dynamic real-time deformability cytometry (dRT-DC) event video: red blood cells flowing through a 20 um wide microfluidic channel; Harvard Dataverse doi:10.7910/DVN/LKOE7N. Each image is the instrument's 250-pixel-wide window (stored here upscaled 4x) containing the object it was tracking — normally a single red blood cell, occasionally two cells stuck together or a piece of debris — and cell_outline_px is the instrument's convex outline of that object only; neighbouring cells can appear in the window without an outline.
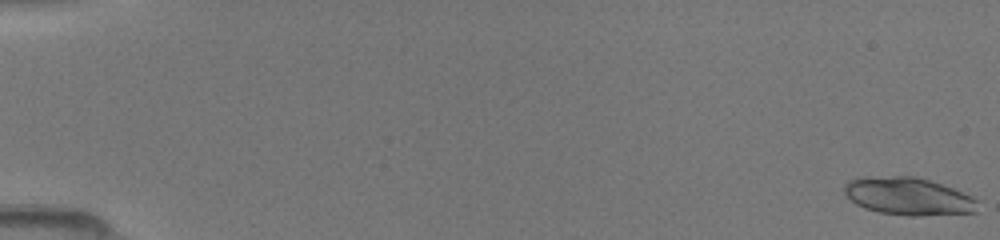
{"species": "common noctule bat (a hibernating species)", "species_latin": "Nyctalus noctula", "temperature_condition": "room temperature", "stored_images_in_passage": 40, "camera_frame_rate_fps": 3000, "um_per_image_px": 0.085, "animal": {"sex": "female", "body_mass_g": 19.5, "forearm_length_mm": 54.1}, "frame": {"image": 1, "passage_image": 1, "time_ms": 0.0, "image_size_px": [1000, 240], "cell_outline_px": [[976, 212], [920, 216], [908, 216], [880, 212], [864, 208], [856, 204], [844, 192], [844, 184], [848, 180], [864, 176], [916, 176], [952, 188], [972, 196], [976, 200]], "centroid_in_image_um": [77.16, 16.68], "position_along_channel_um": 7.8, "area_um2": 29.19}}
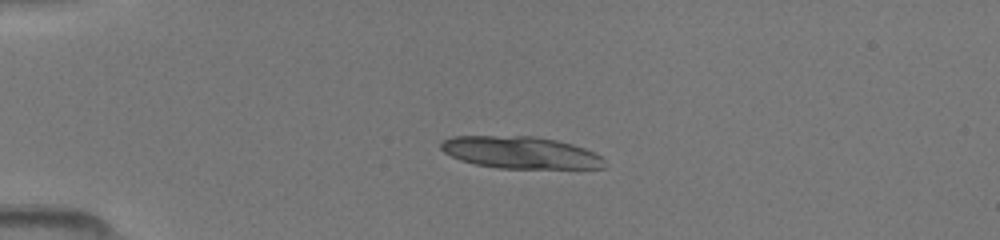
{"frame": {"image": 2, "passage_image": 13, "time_ms": 4.0, "image_size_px": [1000, 240], "cell_outline_px": [[604, 168], [496, 168], [476, 164], [460, 160], [444, 152], [440, 148], [440, 140], [452, 136], [532, 136], [556, 140], [572, 144], [584, 148], [600, 156], [604, 160]], "centroid_in_image_um": [44.18, 12.96], "position_along_channel_um": 40.8, "area_um2": 30.46}}